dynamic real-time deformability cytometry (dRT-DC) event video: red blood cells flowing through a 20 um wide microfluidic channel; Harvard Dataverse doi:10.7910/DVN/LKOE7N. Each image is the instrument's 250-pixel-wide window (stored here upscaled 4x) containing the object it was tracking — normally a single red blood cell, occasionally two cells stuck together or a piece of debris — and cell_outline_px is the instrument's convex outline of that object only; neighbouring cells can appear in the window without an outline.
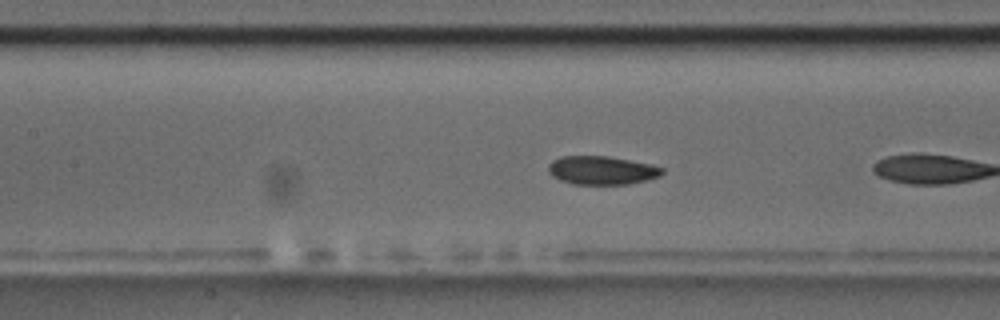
{"species": "common noctule bat (a hibernating species)", "species_latin": "Nyctalus noctula", "temperature_condition": "room temperature", "stored_images_in_passage": 11, "camera_frame_rate_fps": 3000, "um_per_image_px": 0.085, "animal": {"sex": "male", "body_mass_g": 17.5, "forearm_length_mm": 52.3}, "frame": {"image": 1, "passage_image": 8, "time_ms": 2.333, "image_size_px": [1000, 320], "cell_outline_px": [[664, 172], [660, 176], [648, 180], [628, 184], [572, 184], [560, 180], [552, 176], [548, 172], [548, 164], [552, 160], [560, 156], [608, 156], [652, 164], [664, 168]], "centroid_in_image_um": [51.15, 14.47], "position_along_channel_um": 156.2, "area_um2": 19.13}}